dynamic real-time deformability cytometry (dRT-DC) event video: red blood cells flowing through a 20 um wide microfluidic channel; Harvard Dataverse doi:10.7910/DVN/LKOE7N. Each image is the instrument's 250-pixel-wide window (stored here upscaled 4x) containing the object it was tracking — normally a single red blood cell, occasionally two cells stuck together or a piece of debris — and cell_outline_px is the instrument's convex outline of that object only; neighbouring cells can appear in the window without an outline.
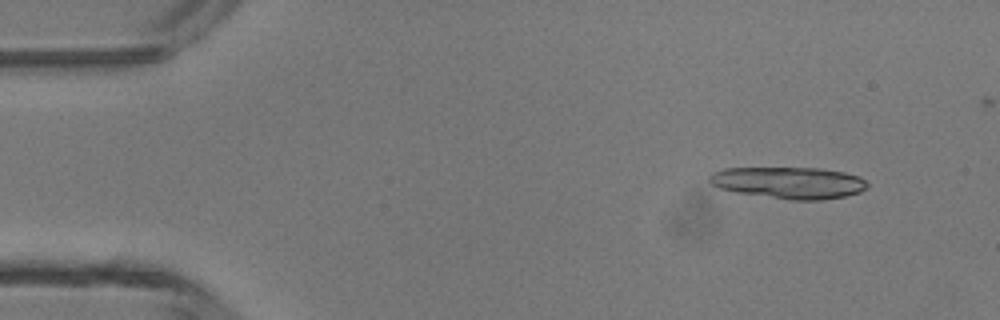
{"species": "common noctule bat (a hibernating species)", "species_latin": "Nyctalus noctula", "temperature_condition": "room temperature", "stored_images_in_passage": 17, "camera_frame_rate_fps": 3000, "um_per_image_px": 0.085, "animal": {"sex": "male", "body_mass_g": 13.3}, "frame": {"image": 1, "passage_image": 5, "time_ms": 1.333, "image_size_px": [1000, 320], "cell_outline_px": [[868, 188], [860, 192], [844, 196], [824, 200], [792, 200], [736, 192], [720, 188], [712, 184], [708, 180], [708, 176], [712, 172], [724, 168], [820, 168], [844, 172], [860, 176], [868, 184]], "centroid_in_image_um": [67.07, 15.53], "position_along_channel_um": 17.9, "area_um2": 29.25}}